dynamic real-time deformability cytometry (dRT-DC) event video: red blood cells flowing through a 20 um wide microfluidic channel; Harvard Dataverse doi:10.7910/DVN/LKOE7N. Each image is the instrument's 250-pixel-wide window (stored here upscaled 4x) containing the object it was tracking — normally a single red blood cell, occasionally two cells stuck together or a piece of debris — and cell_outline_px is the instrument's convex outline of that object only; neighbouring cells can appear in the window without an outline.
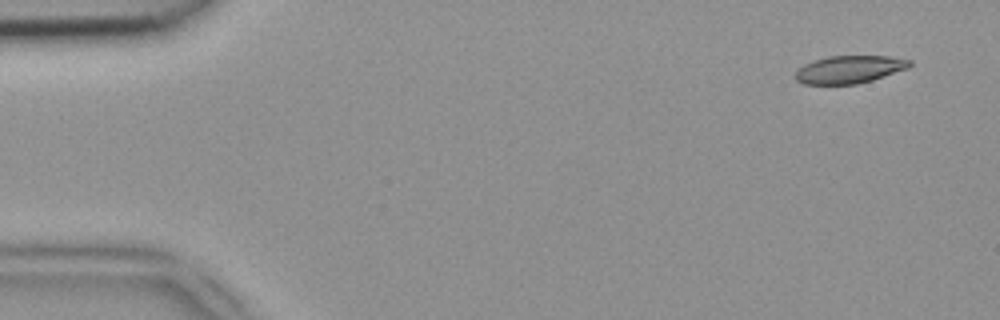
{"species": "common noctule bat (a hibernating species)", "species_latin": "Nyctalus noctula", "temperature_condition": "room temperature", "stored_images_in_passage": 15, "camera_frame_rate_fps": 3000, "um_per_image_px": 0.085, "animal": {"sex": "female", "body_mass_g": 18.4}, "frame": {"image": 1, "passage_image": 3, "time_ms": 0.667, "image_size_px": [1000, 320], "cell_outline_px": [[912, 64], [908, 68], [872, 80], [856, 84], [804, 84], [796, 80], [796, 72], [804, 64], [812, 60], [828, 56], [888, 56], [912, 60]], "centroid_in_image_um": [72.2, 5.89], "position_along_channel_um": 12.8, "area_um2": 18.38}}